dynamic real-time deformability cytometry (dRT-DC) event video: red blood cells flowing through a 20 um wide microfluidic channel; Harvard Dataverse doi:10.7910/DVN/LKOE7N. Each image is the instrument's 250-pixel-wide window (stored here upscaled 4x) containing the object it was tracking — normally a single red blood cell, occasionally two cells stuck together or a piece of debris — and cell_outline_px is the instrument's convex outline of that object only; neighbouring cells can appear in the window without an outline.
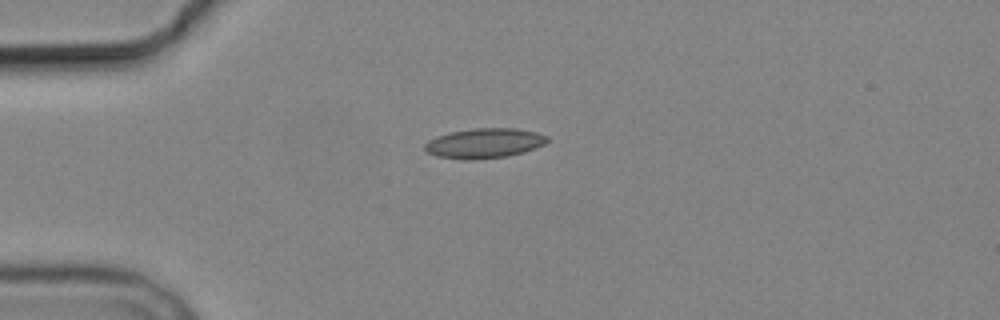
{"species": "common noctule bat (a hibernating species)", "species_latin": "Nyctalus noctula", "temperature_condition": "cold", "stored_images_in_passage": 6, "camera_frame_rate_fps": 3000, "um_per_image_px": 0.085, "animal": {"sex": "male", "body_mass_g": 19.2, "forearm_length_mm": 51.8}, "frame": {"image": 1, "passage_image": 1, "time_ms": 0.0, "image_size_px": [1000, 320], "cell_outline_px": [[548, 140], [544, 144], [524, 152], [508, 156], [476, 160], [468, 160], [436, 156], [428, 152], [424, 148], [424, 144], [428, 140], [436, 136], [452, 132], [472, 128], [516, 128], [536, 132], [548, 136]], "centroid_in_image_um": [41.16, 12.17], "position_along_channel_um": 43.8, "area_um2": 21.39}}
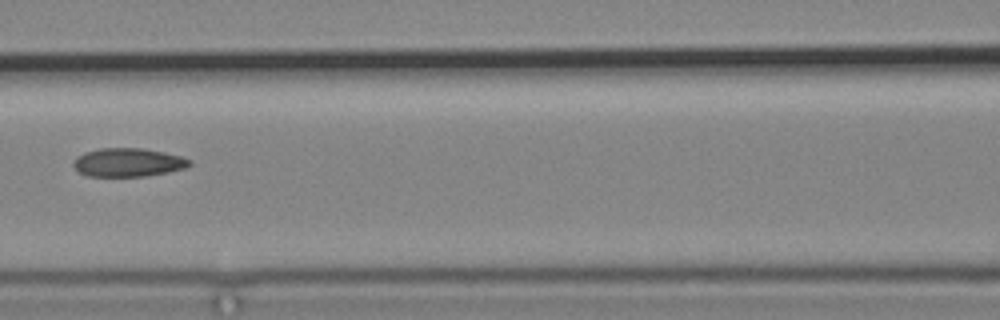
{"frame": {"image": 2, "passage_image": 4, "time_ms": 3.667, "image_size_px": [1000, 320], "cell_outline_px": [[192, 164], [184, 168], [168, 172], [144, 176], [88, 176], [80, 172], [72, 164], [76, 156], [84, 152], [100, 148], [144, 148], [184, 156], [192, 160]], "centroid_in_image_um": [10.91, 13.79], "position_along_channel_um": 155.7, "area_um2": 19.42}}
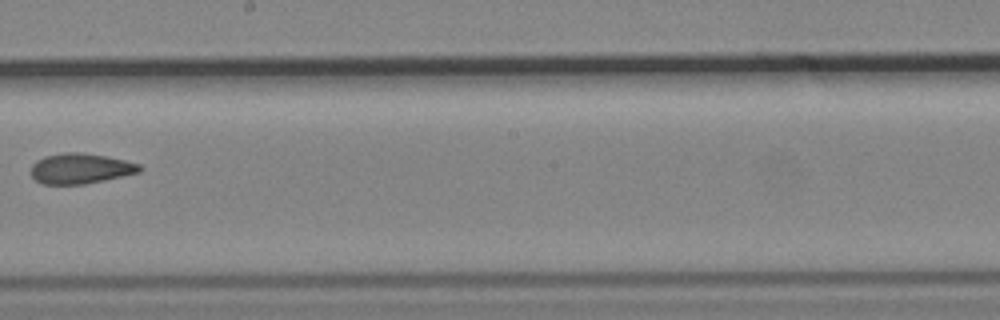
{"frame": {"image": 3, "passage_image": 6, "time_ms": 6.0, "image_size_px": [1000, 320], "cell_outline_px": [[144, 168], [140, 172], [84, 184], [44, 184], [36, 180], [32, 176], [32, 164], [36, 160], [44, 156], [64, 152], [84, 152], [108, 156], [140, 164]], "centroid_in_image_um": [6.85, 14.3], "position_along_channel_um": 241.3, "area_um2": 19.25}}